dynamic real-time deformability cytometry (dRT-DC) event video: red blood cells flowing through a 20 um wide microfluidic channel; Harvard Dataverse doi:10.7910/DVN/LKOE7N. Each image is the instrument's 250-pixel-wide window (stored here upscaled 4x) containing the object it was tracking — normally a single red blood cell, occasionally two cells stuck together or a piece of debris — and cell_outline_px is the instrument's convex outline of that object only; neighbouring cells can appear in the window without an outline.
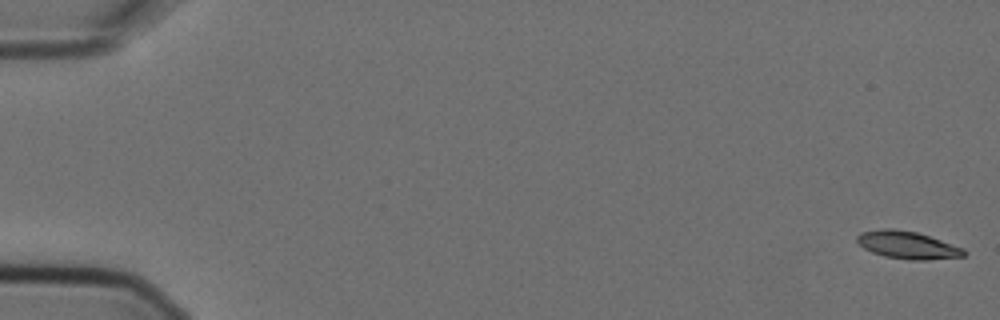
{"species": "Egyptian fruit bat (a non-hibernating species)", "species_latin": "Rousettus aegyptiacus", "temperature_condition": "cold", "stored_images_in_passage": 7, "camera_frame_rate_fps": 3000, "um_per_image_px": 0.085, "animal": {"sex": "female"}, "frame": {"image": 1, "passage_image": 1, "time_ms": 0.0, "image_size_px": [1000, 320], "cell_outline_px": [[968, 252], [964, 256], [924, 260], [912, 260], [884, 256], [872, 252], [864, 248], [856, 240], [856, 236], [860, 232], [884, 228], [892, 228], [916, 232], [964, 248]], "centroid_in_image_um": [77.13, 20.82], "position_along_channel_um": 7.9, "area_um2": 17.05}}